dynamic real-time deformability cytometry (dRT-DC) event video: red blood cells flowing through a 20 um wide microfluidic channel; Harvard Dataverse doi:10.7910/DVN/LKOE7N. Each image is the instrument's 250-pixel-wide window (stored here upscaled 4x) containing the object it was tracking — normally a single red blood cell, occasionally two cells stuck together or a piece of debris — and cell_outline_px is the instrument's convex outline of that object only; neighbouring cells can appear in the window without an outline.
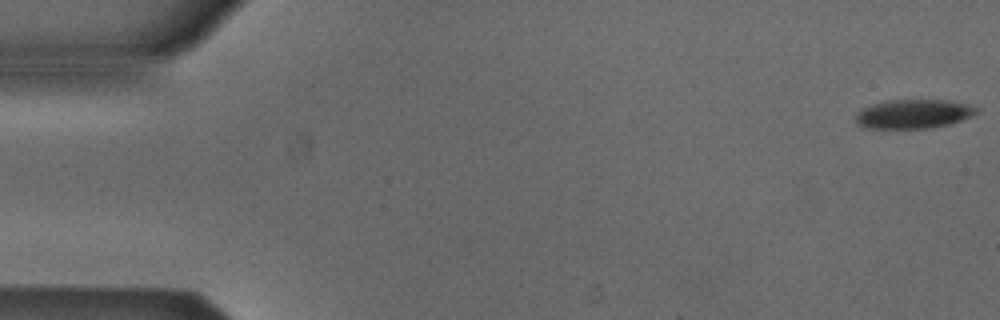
{"species": "Egyptian fruit bat (a non-hibernating species)", "species_latin": "Rousettus aegyptiacus", "temperature_condition": "cold", "stored_images_in_passage": 12, "camera_frame_rate_fps": 3000, "um_per_image_px": 0.085, "animal": {"sex": "male"}, "frame": {"image": 1, "passage_image": 1, "time_ms": 0.0, "image_size_px": [1000, 320], "cell_outline_px": [[976, 112], [960, 120], [948, 124], [928, 128], [872, 128], [860, 124], [856, 120], [856, 116], [864, 108], [872, 104], [888, 100], [944, 100], [976, 108]], "centroid_in_image_um": [77.59, 9.68], "position_along_channel_um": 7.4, "area_um2": 19.54}}